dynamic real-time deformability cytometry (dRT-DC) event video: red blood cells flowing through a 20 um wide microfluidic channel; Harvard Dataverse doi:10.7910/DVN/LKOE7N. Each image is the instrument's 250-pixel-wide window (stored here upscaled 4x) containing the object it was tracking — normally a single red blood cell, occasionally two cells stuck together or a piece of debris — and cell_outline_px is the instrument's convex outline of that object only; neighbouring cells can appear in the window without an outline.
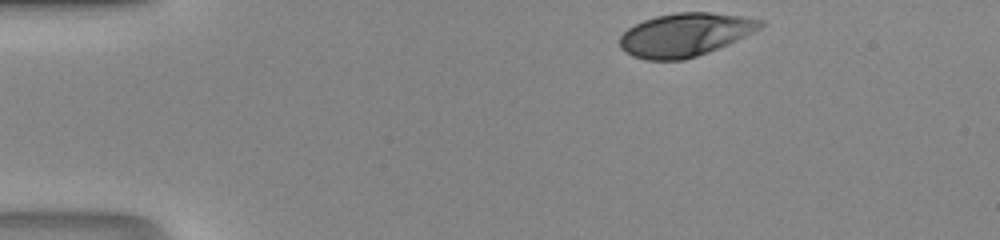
{"species": "human", "species_latin": "Homo sapiens", "temperature_condition": "room temperature", "stored_images_in_passage": 32, "camera_frame_rate_fps": 3000, "um_per_image_px": 0.085, "donor": {"sex": "male"}, "frame": {"image": 1, "passage_image": 1, "time_ms": 0.0, "image_size_px": [1000, 240], "cell_outline_px": [[764, 24], [760, 28], [728, 44], [708, 52], [684, 60], [644, 60], [632, 56], [624, 52], [620, 48], [620, 36], [628, 28], [644, 20], [656, 16], [676, 12], [712, 12], [740, 16], [764, 20]], "centroid_in_image_um": [58.2, 2.95], "position_along_channel_um": 26.8, "area_um2": 35.37}}
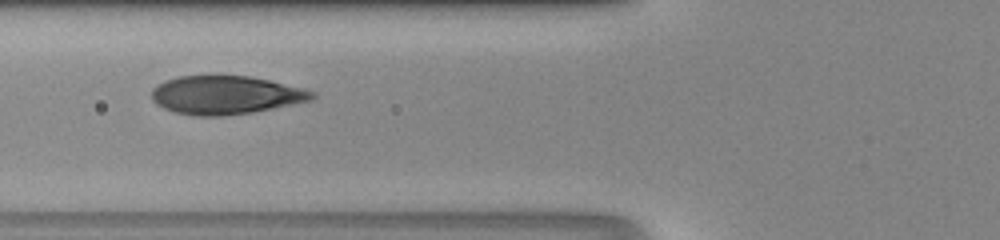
{"frame": {"image": 2, "passage_image": 12, "time_ms": 3.667, "image_size_px": [1000, 240], "cell_outline_px": [[316, 96], [312, 100], [252, 112], [224, 116], [192, 116], [176, 112], [164, 108], [156, 104], [152, 100], [152, 88], [168, 80], [180, 76], [248, 76], [268, 80], [316, 92]], "centroid_in_image_um": [19.16, 8.09], "position_along_channel_um": 106.6, "area_um2": 35.55}}
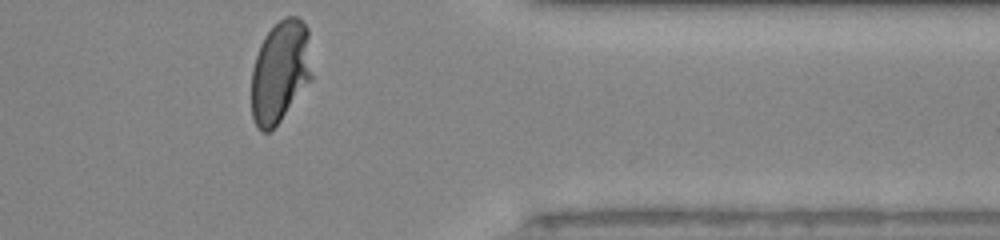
{"frame": {"image": 3, "passage_image": 32, "time_ms": 10.333, "image_size_px": [1000, 240], "cell_outline_px": [[312, 80], [280, 120], [268, 132], [260, 132], [256, 128], [252, 116], [252, 68], [260, 44], [264, 36], [284, 16], [296, 16], [308, 28], [312, 76]], "centroid_in_image_um": [23.82, 6.1], "position_along_channel_um": 387.6, "area_um2": 36.01}}